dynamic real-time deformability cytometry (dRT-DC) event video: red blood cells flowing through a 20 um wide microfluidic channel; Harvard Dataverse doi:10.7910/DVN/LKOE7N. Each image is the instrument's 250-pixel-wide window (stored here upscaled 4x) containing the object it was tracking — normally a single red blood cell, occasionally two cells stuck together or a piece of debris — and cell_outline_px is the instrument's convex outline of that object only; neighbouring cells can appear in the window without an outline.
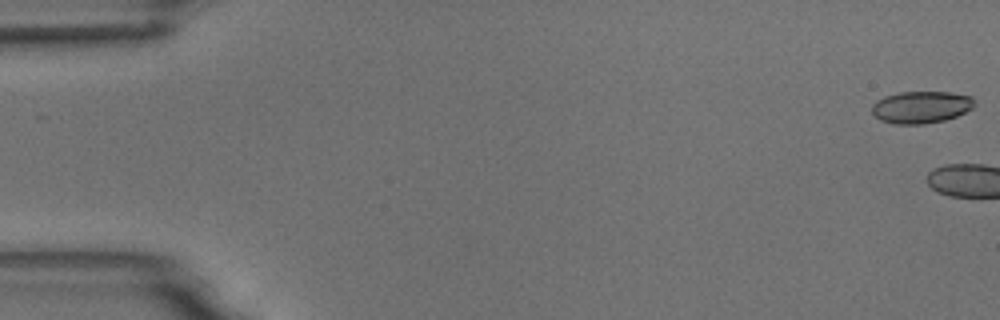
{"species": "common noctule bat (a hibernating species)", "species_latin": "Nyctalus noctula", "temperature_condition": "room temperature", "stored_images_in_passage": 4, "segment_of_instrument_passage": [2, 2], "camera_frame_rate_fps": 3000, "um_per_image_px": 0.085, "animal": {"sex": "male", "body_mass_g": 18.8}, "frame": {"image": 1, "passage_image": 4, "time_ms": 4.333, "image_size_px": [1000, 320], "cell_outline_px": [[976, 104], [972, 108], [956, 116], [944, 120], [924, 124], [892, 124], [880, 120], [872, 112], [872, 104], [876, 100], [884, 96], [900, 92], [948, 92], [972, 96]], "centroid_in_image_um": [78.28, 9.1], "position_along_channel_um": 6.7, "area_um2": 19.25}}